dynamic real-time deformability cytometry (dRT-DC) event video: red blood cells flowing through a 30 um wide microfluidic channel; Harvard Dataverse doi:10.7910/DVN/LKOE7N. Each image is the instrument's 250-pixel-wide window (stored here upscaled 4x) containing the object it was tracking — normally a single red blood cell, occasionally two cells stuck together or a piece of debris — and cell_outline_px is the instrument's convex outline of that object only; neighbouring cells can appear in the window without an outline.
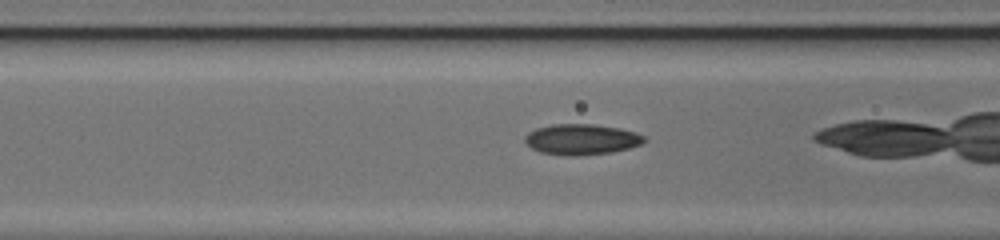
{"species": "common noctule bat (a hibernating species)", "species_latin": "Nyctalus noctula", "temperature_condition": "cold", "stored_images_in_passage": 36, "camera_frame_rate_fps": 3000, "um_per_image_px": 0.085, "animal": {"sex": "female", "body_mass_g": 17.0, "forearm_length_mm": 48.0}, "frame": {"image": 1, "passage_image": 17, "time_ms": 5.333, "image_size_px": [1000, 240], "cell_outline_px": [[648, 140], [640, 144], [628, 148], [612, 152], [576, 156], [568, 156], [540, 152], [532, 148], [524, 140], [524, 136], [528, 132], [536, 128], [552, 124], [592, 124], [620, 128], [636, 132], [644, 136]], "centroid_in_image_um": [49.43, 11.84], "position_along_channel_um": 117.2, "area_um2": 21.39}}
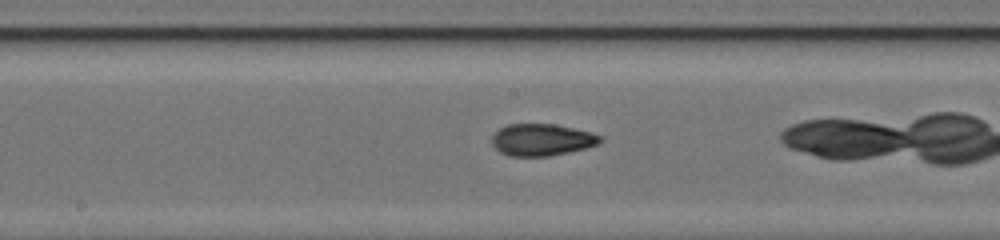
{"frame": {"image": 2, "passage_image": 23, "time_ms": 7.333, "image_size_px": [1000, 240], "cell_outline_px": [[604, 140], [600, 144], [588, 148], [548, 156], [508, 156], [500, 152], [492, 144], [492, 136], [500, 128], [508, 124], [556, 124], [592, 132], [604, 136]], "centroid_in_image_um": [46.12, 11.88], "position_along_channel_um": 202.1, "area_um2": 20.4}}
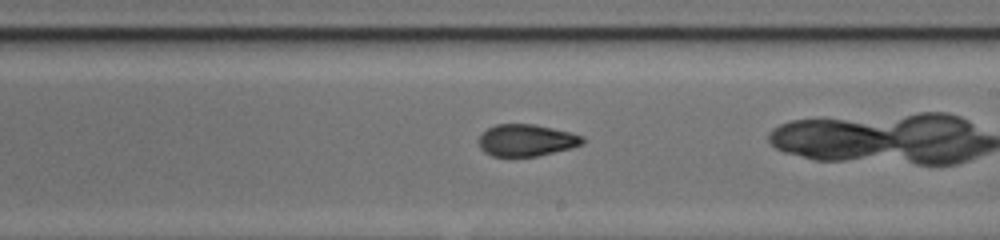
{"frame": {"image": 3, "passage_image": 26, "time_ms": 8.333, "image_size_px": [1000, 240], "cell_outline_px": [[584, 144], [536, 156], [492, 156], [484, 152], [480, 148], [480, 136], [488, 128], [496, 124], [532, 124], [552, 128], [584, 136]], "centroid_in_image_um": [44.73, 11.92], "position_along_channel_um": 244.3, "area_um2": 18.96}}